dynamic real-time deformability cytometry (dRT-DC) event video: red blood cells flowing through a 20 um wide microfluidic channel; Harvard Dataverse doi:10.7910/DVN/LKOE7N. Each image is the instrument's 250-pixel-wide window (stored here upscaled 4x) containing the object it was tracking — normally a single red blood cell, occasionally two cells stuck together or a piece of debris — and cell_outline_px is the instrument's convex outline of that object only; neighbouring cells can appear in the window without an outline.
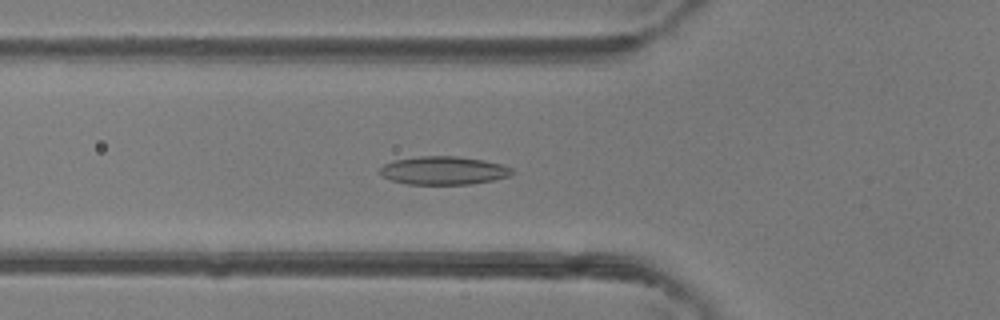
{"species": "common noctule bat (a hibernating species)", "species_latin": "Nyctalus noctula", "temperature_condition": "room temperature", "stored_images_in_passage": 41, "camera_frame_rate_fps": 3000, "um_per_image_px": 0.085, "animal": {"sex": "female"}, "frame": {"image": 1, "passage_image": 11, "time_ms": 3.333, "image_size_px": [1000, 320], "cell_outline_px": [[516, 172], [508, 176], [492, 180], [472, 184], [408, 184], [392, 180], [380, 176], [380, 168], [384, 164], [396, 160], [420, 156], [456, 156], [484, 160], [500, 164], [512, 168]], "centroid_in_image_um": [37.71, 14.49], "position_along_channel_um": 88.1, "area_um2": 21.68}}
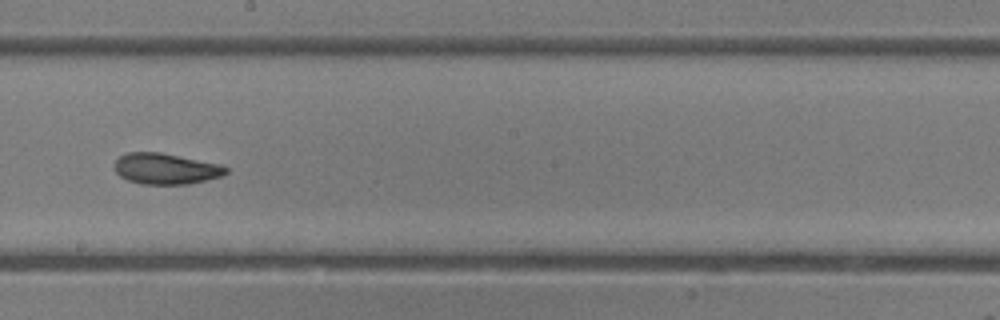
{"frame": {"image": 2, "passage_image": 21, "time_ms": 6.667, "image_size_px": [1000, 320], "cell_outline_px": [[228, 172], [220, 176], [188, 184], [140, 184], [128, 180], [120, 176], [116, 172], [116, 160], [120, 156], [128, 152], [160, 152], [220, 164], [228, 168]], "centroid_in_image_um": [14.08, 14.34], "position_along_channel_um": 234.1, "area_um2": 19.88}}
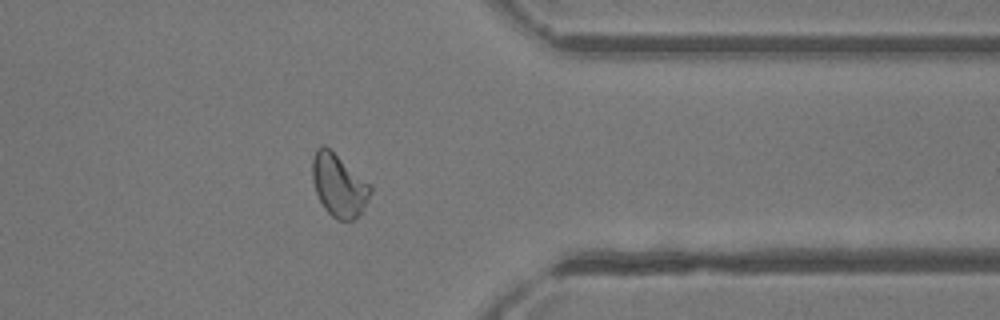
{"frame": {"image": 3, "passage_image": 32, "time_ms": 10.333, "image_size_px": [1000, 320], "cell_outline_px": [[372, 192], [364, 208], [352, 220], [336, 220], [324, 208], [316, 192], [312, 180], [312, 160], [316, 148], [320, 144], [324, 144], [372, 184]], "centroid_in_image_um": [28.8, 15.72], "position_along_channel_um": 382.6, "area_um2": 21.33}, "authors_computed_cell_mechanics": {"area_um2": 21.2704, "velocity_mm_per_s": 4.3668, "shape_relaxation_time_tau1_ms": 6.2778, "shape_relaxation_time_tau2_ms": 2.4227, "deformation_change_tau1": 0.1687, "deformation_change_tau2": 0.0675}}